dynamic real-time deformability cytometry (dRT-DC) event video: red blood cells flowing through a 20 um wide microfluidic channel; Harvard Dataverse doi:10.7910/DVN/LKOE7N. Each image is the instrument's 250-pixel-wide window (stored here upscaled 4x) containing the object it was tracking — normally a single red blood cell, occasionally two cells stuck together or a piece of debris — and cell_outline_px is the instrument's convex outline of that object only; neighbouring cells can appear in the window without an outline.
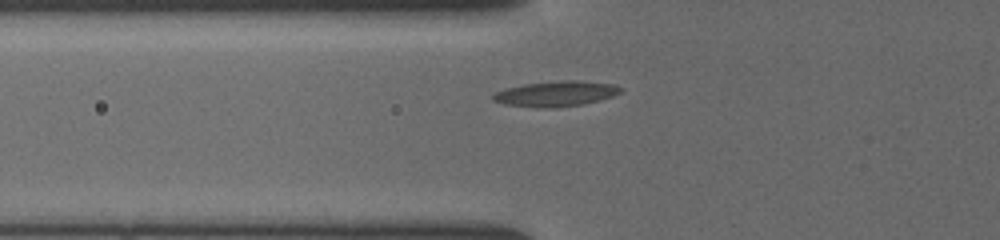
{"species": "common noctule bat (a hibernating species)", "species_latin": "Nyctalus noctula", "temperature_condition": "cold", "stored_images_in_passage": 44, "camera_frame_rate_fps": 3000, "um_per_image_px": 0.085, "animal": {"sex": "female", "body_mass_g": 19.5, "forearm_length_mm": 54.1}, "frame": {"image": 1, "passage_image": 2, "time_ms": 0.333, "image_size_px": [1000, 240], "cell_outline_px": [[624, 88], [620, 92], [612, 96], [600, 100], [584, 104], [552, 108], [536, 108], [504, 104], [492, 100], [492, 96], [496, 92], [504, 88], [524, 84], [560, 80], [576, 80], [616, 84]], "centroid_in_image_um": [47.25, 7.96], "position_along_channel_um": 78.5, "area_um2": 19.07}}
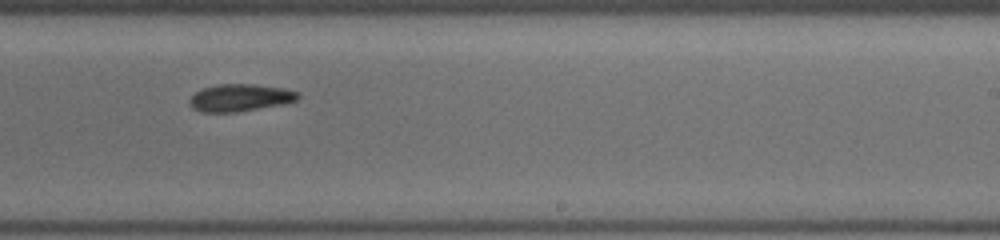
{"frame": {"image": 2, "passage_image": 21, "time_ms": 5.0, "image_size_px": [1000, 240], "cell_outline_px": [[300, 96], [296, 100], [280, 104], [236, 112], [204, 112], [192, 108], [188, 100], [196, 92], [204, 88], [216, 84], [256, 84], [284, 88], [300, 92]], "centroid_in_image_um": [20.4, 8.29], "position_along_channel_um": 268.6, "area_um2": 17.11}}
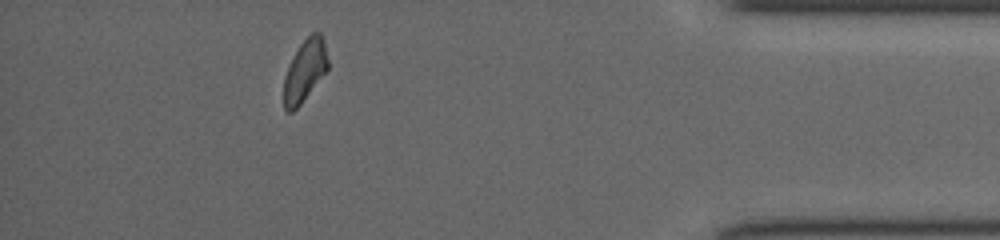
{"frame": {"image": 3, "passage_image": 40, "time_ms": 9.333, "image_size_px": [1000, 240], "cell_outline_px": [[328, 68], [300, 104], [292, 112], [284, 112], [284, 76], [300, 44], [312, 32], [320, 32], [324, 36], [328, 60]], "centroid_in_image_um": [25.92, 5.98], "position_along_channel_um": 409.3, "area_um2": 15.66}}